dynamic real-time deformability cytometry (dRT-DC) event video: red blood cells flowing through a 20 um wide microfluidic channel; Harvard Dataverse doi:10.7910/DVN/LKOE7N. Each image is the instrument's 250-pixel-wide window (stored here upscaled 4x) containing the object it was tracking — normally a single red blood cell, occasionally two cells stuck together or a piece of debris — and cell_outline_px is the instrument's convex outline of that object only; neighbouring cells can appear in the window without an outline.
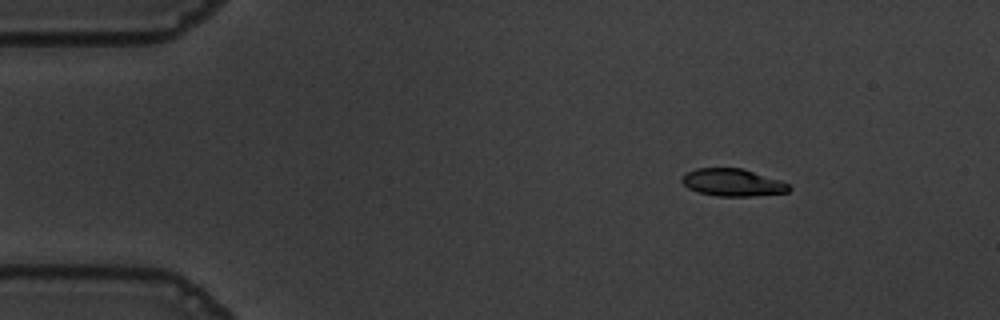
{"species": "common noctule bat (a hibernating species)", "species_latin": "Nyctalus noctula", "temperature_condition": "warm", "stored_images_in_passage": 49, "camera_frame_rate_fps": 3000, "um_per_image_px": 0.085, "animal": {"sex": "male", "body_mass_g": 19.5, "forearm_length_mm": 54.6}, "frame": {"image": 1, "passage_image": 1, "time_ms": 0.0, "image_size_px": [1000, 320], "cell_outline_px": [[792, 188], [788, 192], [752, 196], [716, 196], [700, 192], [688, 188], [680, 180], [680, 176], [696, 168], [744, 168], [780, 180], [788, 184]], "centroid_in_image_um": [62.27, 15.5], "position_along_channel_um": 22.7, "area_um2": 17.17}}
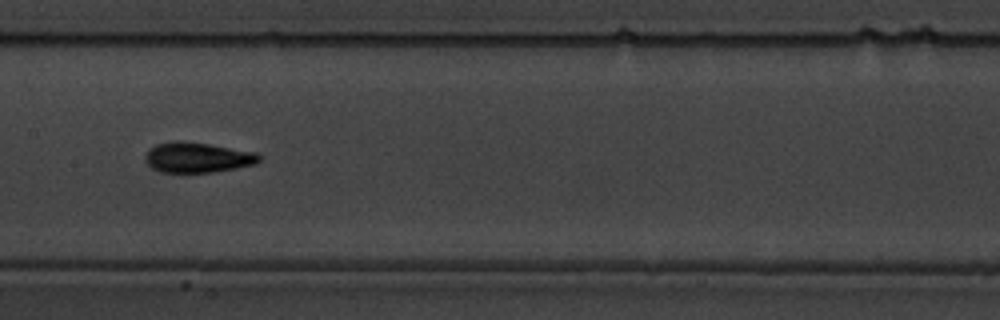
{"frame": {"image": 2, "passage_image": 21, "time_ms": 6.667, "image_size_px": [1000, 320], "cell_outline_px": [[260, 160], [256, 164], [236, 168], [212, 172], [160, 172], [152, 168], [144, 160], [144, 156], [148, 148], [156, 144], [172, 140], [180, 140], [208, 144], [256, 152], [260, 156]], "centroid_in_image_um": [16.74, 13.37], "position_along_channel_um": 190.7, "area_um2": 20.23}}
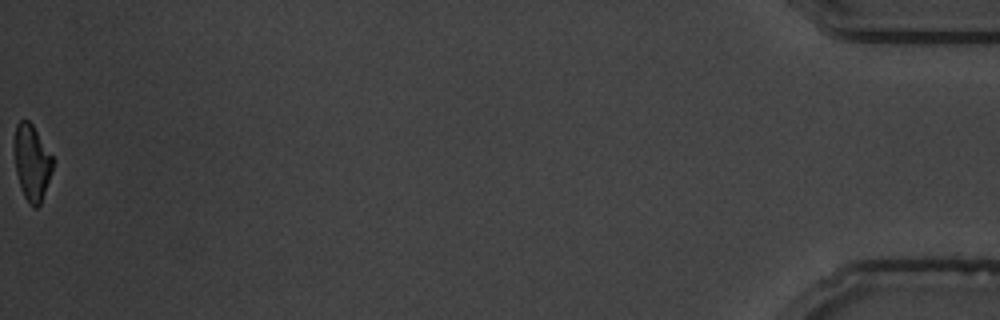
{"frame": {"image": 3, "passage_image": 49, "time_ms": 16.0, "image_size_px": [1000, 320], "cell_outline_px": [[52, 172], [40, 204], [36, 208], [28, 204], [20, 188], [16, 172], [12, 148], [12, 140], [16, 124], [20, 120], [28, 120], [32, 124], [52, 156]], "centroid_in_image_um": [2.65, 13.79], "position_along_channel_um": 432.5, "area_um2": 17.28}, "authors_computed_cell_mechanics": {"area_um2": 18.6694, "velocity_mm_per_s": 3.668, "shape_relaxation_time_tau1_ms": 3.2373, "shape_relaxation_time_tau2_ms": 1.6651, "deformation_change_tau1": 0.1548, "deformation_change_tau2": 0.075}}